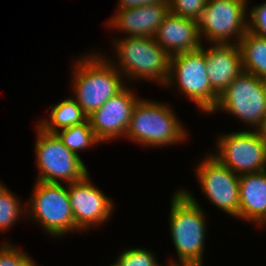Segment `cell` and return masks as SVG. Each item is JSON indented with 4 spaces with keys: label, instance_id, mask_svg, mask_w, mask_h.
I'll return each instance as SVG.
<instances>
[{
    "label": "cell",
    "instance_id": "1",
    "mask_svg": "<svg viewBox=\"0 0 266 266\" xmlns=\"http://www.w3.org/2000/svg\"><path fill=\"white\" fill-rule=\"evenodd\" d=\"M189 191H177L171 199L170 232L176 248L178 263L168 265L202 266L206 216Z\"/></svg>",
    "mask_w": 266,
    "mask_h": 266
},
{
    "label": "cell",
    "instance_id": "2",
    "mask_svg": "<svg viewBox=\"0 0 266 266\" xmlns=\"http://www.w3.org/2000/svg\"><path fill=\"white\" fill-rule=\"evenodd\" d=\"M82 58L73 66L74 100L90 116L125 87V79L108 57L94 53Z\"/></svg>",
    "mask_w": 266,
    "mask_h": 266
},
{
    "label": "cell",
    "instance_id": "3",
    "mask_svg": "<svg viewBox=\"0 0 266 266\" xmlns=\"http://www.w3.org/2000/svg\"><path fill=\"white\" fill-rule=\"evenodd\" d=\"M187 132L168 104L139 99L135 104L126 136L144 146L173 145Z\"/></svg>",
    "mask_w": 266,
    "mask_h": 266
},
{
    "label": "cell",
    "instance_id": "4",
    "mask_svg": "<svg viewBox=\"0 0 266 266\" xmlns=\"http://www.w3.org/2000/svg\"><path fill=\"white\" fill-rule=\"evenodd\" d=\"M119 64H112L131 80H154L164 87L171 56L151 37H125L114 41ZM119 65V67L117 66ZM141 78V79H140Z\"/></svg>",
    "mask_w": 266,
    "mask_h": 266
},
{
    "label": "cell",
    "instance_id": "5",
    "mask_svg": "<svg viewBox=\"0 0 266 266\" xmlns=\"http://www.w3.org/2000/svg\"><path fill=\"white\" fill-rule=\"evenodd\" d=\"M177 84L180 92L194 101L205 113H212L219 95L212 89L206 70L205 50L171 56L168 79L164 86Z\"/></svg>",
    "mask_w": 266,
    "mask_h": 266
},
{
    "label": "cell",
    "instance_id": "6",
    "mask_svg": "<svg viewBox=\"0 0 266 266\" xmlns=\"http://www.w3.org/2000/svg\"><path fill=\"white\" fill-rule=\"evenodd\" d=\"M219 109L261 131L266 122V81L243 72L220 94L212 112Z\"/></svg>",
    "mask_w": 266,
    "mask_h": 266
},
{
    "label": "cell",
    "instance_id": "7",
    "mask_svg": "<svg viewBox=\"0 0 266 266\" xmlns=\"http://www.w3.org/2000/svg\"><path fill=\"white\" fill-rule=\"evenodd\" d=\"M36 130L37 181L69 184L81 180L88 173L84 161L69 150L56 133L45 132L38 125Z\"/></svg>",
    "mask_w": 266,
    "mask_h": 266
},
{
    "label": "cell",
    "instance_id": "8",
    "mask_svg": "<svg viewBox=\"0 0 266 266\" xmlns=\"http://www.w3.org/2000/svg\"><path fill=\"white\" fill-rule=\"evenodd\" d=\"M27 205V214L43 226L45 232L61 237L68 232L79 231L75 227L70 205L68 184L37 181Z\"/></svg>",
    "mask_w": 266,
    "mask_h": 266
},
{
    "label": "cell",
    "instance_id": "9",
    "mask_svg": "<svg viewBox=\"0 0 266 266\" xmlns=\"http://www.w3.org/2000/svg\"><path fill=\"white\" fill-rule=\"evenodd\" d=\"M247 0H208L197 20L201 39L213 44H238L248 31ZM247 5V6H246ZM247 13V14H246ZM247 15V16H246ZM236 41V43H235Z\"/></svg>",
    "mask_w": 266,
    "mask_h": 266
},
{
    "label": "cell",
    "instance_id": "10",
    "mask_svg": "<svg viewBox=\"0 0 266 266\" xmlns=\"http://www.w3.org/2000/svg\"><path fill=\"white\" fill-rule=\"evenodd\" d=\"M216 153L211 154L237 175L266 170V139L261 131H236L217 139Z\"/></svg>",
    "mask_w": 266,
    "mask_h": 266
},
{
    "label": "cell",
    "instance_id": "11",
    "mask_svg": "<svg viewBox=\"0 0 266 266\" xmlns=\"http://www.w3.org/2000/svg\"><path fill=\"white\" fill-rule=\"evenodd\" d=\"M196 175L202 193L219 209L239 218V175L212 155L202 160Z\"/></svg>",
    "mask_w": 266,
    "mask_h": 266
},
{
    "label": "cell",
    "instance_id": "12",
    "mask_svg": "<svg viewBox=\"0 0 266 266\" xmlns=\"http://www.w3.org/2000/svg\"><path fill=\"white\" fill-rule=\"evenodd\" d=\"M68 194L75 227L79 231H87L92 225L109 220L114 209L113 202L91 183L89 173L81 180L69 183Z\"/></svg>",
    "mask_w": 266,
    "mask_h": 266
},
{
    "label": "cell",
    "instance_id": "13",
    "mask_svg": "<svg viewBox=\"0 0 266 266\" xmlns=\"http://www.w3.org/2000/svg\"><path fill=\"white\" fill-rule=\"evenodd\" d=\"M140 99L126 86L94 111L88 120L100 142L126 135L133 108Z\"/></svg>",
    "mask_w": 266,
    "mask_h": 266
},
{
    "label": "cell",
    "instance_id": "14",
    "mask_svg": "<svg viewBox=\"0 0 266 266\" xmlns=\"http://www.w3.org/2000/svg\"><path fill=\"white\" fill-rule=\"evenodd\" d=\"M108 21L109 27L127 33L129 37L154 38L164 17L169 13V2H159L137 7L117 8Z\"/></svg>",
    "mask_w": 266,
    "mask_h": 266
},
{
    "label": "cell",
    "instance_id": "15",
    "mask_svg": "<svg viewBox=\"0 0 266 266\" xmlns=\"http://www.w3.org/2000/svg\"><path fill=\"white\" fill-rule=\"evenodd\" d=\"M154 39L170 56L199 50L203 44L197 21L171 12L164 17Z\"/></svg>",
    "mask_w": 266,
    "mask_h": 266
},
{
    "label": "cell",
    "instance_id": "16",
    "mask_svg": "<svg viewBox=\"0 0 266 266\" xmlns=\"http://www.w3.org/2000/svg\"><path fill=\"white\" fill-rule=\"evenodd\" d=\"M205 50L206 70L212 89L220 96L243 72L242 54L238 44H212Z\"/></svg>",
    "mask_w": 266,
    "mask_h": 266
},
{
    "label": "cell",
    "instance_id": "17",
    "mask_svg": "<svg viewBox=\"0 0 266 266\" xmlns=\"http://www.w3.org/2000/svg\"><path fill=\"white\" fill-rule=\"evenodd\" d=\"M239 218L258 226L266 222V170L239 176Z\"/></svg>",
    "mask_w": 266,
    "mask_h": 266
},
{
    "label": "cell",
    "instance_id": "18",
    "mask_svg": "<svg viewBox=\"0 0 266 266\" xmlns=\"http://www.w3.org/2000/svg\"><path fill=\"white\" fill-rule=\"evenodd\" d=\"M51 114L49 119H41L38 126L45 132L56 133L59 129L72 127L85 123L88 120V116L83 112L79 104L74 98H67L61 100L56 105H50Z\"/></svg>",
    "mask_w": 266,
    "mask_h": 266
},
{
    "label": "cell",
    "instance_id": "19",
    "mask_svg": "<svg viewBox=\"0 0 266 266\" xmlns=\"http://www.w3.org/2000/svg\"><path fill=\"white\" fill-rule=\"evenodd\" d=\"M244 72L266 81V37L247 31L238 43Z\"/></svg>",
    "mask_w": 266,
    "mask_h": 266
},
{
    "label": "cell",
    "instance_id": "20",
    "mask_svg": "<svg viewBox=\"0 0 266 266\" xmlns=\"http://www.w3.org/2000/svg\"><path fill=\"white\" fill-rule=\"evenodd\" d=\"M56 134L63 144L77 155H79V151L100 143L90 126L89 120L79 125L61 129Z\"/></svg>",
    "mask_w": 266,
    "mask_h": 266
},
{
    "label": "cell",
    "instance_id": "21",
    "mask_svg": "<svg viewBox=\"0 0 266 266\" xmlns=\"http://www.w3.org/2000/svg\"><path fill=\"white\" fill-rule=\"evenodd\" d=\"M17 198L7 188L0 195V232H5L9 227L11 228L20 216L26 214V206L23 209L20 200Z\"/></svg>",
    "mask_w": 266,
    "mask_h": 266
},
{
    "label": "cell",
    "instance_id": "22",
    "mask_svg": "<svg viewBox=\"0 0 266 266\" xmlns=\"http://www.w3.org/2000/svg\"><path fill=\"white\" fill-rule=\"evenodd\" d=\"M155 257L148 249L133 248L123 251L117 261L121 266H162Z\"/></svg>",
    "mask_w": 266,
    "mask_h": 266
},
{
    "label": "cell",
    "instance_id": "23",
    "mask_svg": "<svg viewBox=\"0 0 266 266\" xmlns=\"http://www.w3.org/2000/svg\"><path fill=\"white\" fill-rule=\"evenodd\" d=\"M169 12L174 15L198 20L208 0H168Z\"/></svg>",
    "mask_w": 266,
    "mask_h": 266
},
{
    "label": "cell",
    "instance_id": "24",
    "mask_svg": "<svg viewBox=\"0 0 266 266\" xmlns=\"http://www.w3.org/2000/svg\"><path fill=\"white\" fill-rule=\"evenodd\" d=\"M0 266H38L29 255L18 247L4 243L0 247Z\"/></svg>",
    "mask_w": 266,
    "mask_h": 266
},
{
    "label": "cell",
    "instance_id": "25",
    "mask_svg": "<svg viewBox=\"0 0 266 266\" xmlns=\"http://www.w3.org/2000/svg\"><path fill=\"white\" fill-rule=\"evenodd\" d=\"M248 12L250 14L248 30L259 37H266V2L254 6Z\"/></svg>",
    "mask_w": 266,
    "mask_h": 266
},
{
    "label": "cell",
    "instance_id": "26",
    "mask_svg": "<svg viewBox=\"0 0 266 266\" xmlns=\"http://www.w3.org/2000/svg\"><path fill=\"white\" fill-rule=\"evenodd\" d=\"M159 2H169L168 0H119L118 8L137 7L140 5H149Z\"/></svg>",
    "mask_w": 266,
    "mask_h": 266
},
{
    "label": "cell",
    "instance_id": "27",
    "mask_svg": "<svg viewBox=\"0 0 266 266\" xmlns=\"http://www.w3.org/2000/svg\"><path fill=\"white\" fill-rule=\"evenodd\" d=\"M261 132L263 133V136L266 139V122H265L264 127L262 128Z\"/></svg>",
    "mask_w": 266,
    "mask_h": 266
},
{
    "label": "cell",
    "instance_id": "28",
    "mask_svg": "<svg viewBox=\"0 0 266 266\" xmlns=\"http://www.w3.org/2000/svg\"><path fill=\"white\" fill-rule=\"evenodd\" d=\"M7 187H5L4 185L1 184L0 182V195L5 191Z\"/></svg>",
    "mask_w": 266,
    "mask_h": 266
},
{
    "label": "cell",
    "instance_id": "29",
    "mask_svg": "<svg viewBox=\"0 0 266 266\" xmlns=\"http://www.w3.org/2000/svg\"><path fill=\"white\" fill-rule=\"evenodd\" d=\"M110 266H121V265H120L119 262L116 260L115 264L113 263V264L110 265Z\"/></svg>",
    "mask_w": 266,
    "mask_h": 266
}]
</instances>
